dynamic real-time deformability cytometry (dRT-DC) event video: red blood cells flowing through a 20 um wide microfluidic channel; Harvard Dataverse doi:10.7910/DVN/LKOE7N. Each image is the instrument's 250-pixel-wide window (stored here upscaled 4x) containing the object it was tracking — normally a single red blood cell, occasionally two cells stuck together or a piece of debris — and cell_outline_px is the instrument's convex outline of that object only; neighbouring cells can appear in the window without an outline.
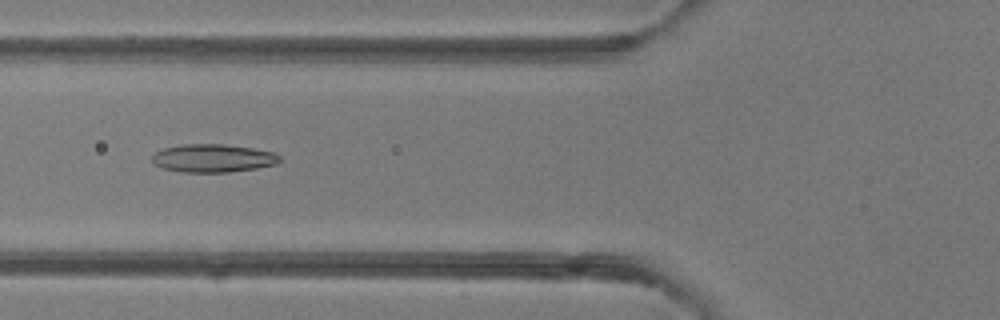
{"species": "common noctule bat (a hibernating species)", "species_latin": "Nyctalus noctula", "temperature_condition": "room temperature", "stored_images_in_passage": 49, "camera_frame_rate_fps": 3000, "um_per_image_px": 0.085, "animal": {"sex": "female"}, "frame": {"image": 1, "passage_image": 19, "time_ms": 6.0, "image_size_px": [1000, 320], "cell_outline_px": [[280, 160], [276, 164], [256, 168], [228, 172], [180, 172], [164, 168], [156, 164], [152, 160], [152, 156], [156, 152], [164, 148], [180, 144], [224, 144], [252, 148], [272, 152], [280, 156]], "centroid_in_image_um": [18.1, 13.44], "position_along_channel_um": 107.7, "area_um2": 20.75}}
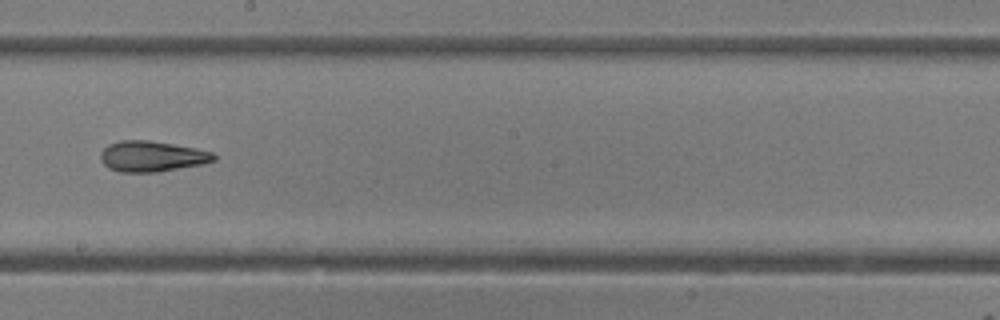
{"frame": {"image": 2, "passage_image": 28, "time_ms": 9.0, "image_size_px": [1000, 320], "cell_outline_px": [[216, 160], [204, 164], [156, 172], [120, 172], [108, 168], [100, 160], [100, 152], [108, 144], [120, 140], [148, 140], [196, 148], [212, 152], [216, 156]], "centroid_in_image_um": [12.9, 13.29], "position_along_channel_um": 235.3, "area_um2": 20.35}}
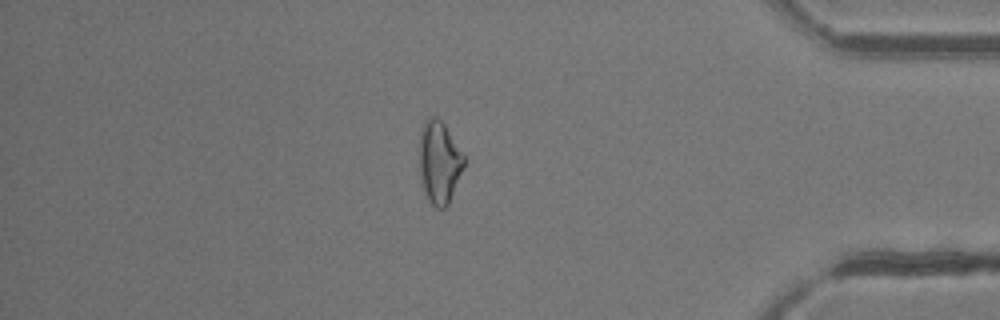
{"frame": {"image": 3, "passage_image": 42, "time_ms": 13.667, "image_size_px": [1000, 320], "cell_outline_px": [[468, 160], [448, 204], [444, 208], [436, 208], [428, 200], [424, 192], [420, 172], [420, 128], [424, 120], [432, 116], [436, 116], [444, 124]], "centroid_in_image_um": [37.36, 13.77], "position_along_channel_um": 397.8, "area_um2": 21.68}, "authors_computed_cell_mechanics": {"area_um2": 21.675, "velocity_mm_per_s": 4.247, "shape_relaxation_time_tau1_ms": 10.6006, "shape_relaxation_time_tau2_ms": 4.4348, "deformation_change_tau1": 0.2213, "deformation_change_tau2": 0.157}}